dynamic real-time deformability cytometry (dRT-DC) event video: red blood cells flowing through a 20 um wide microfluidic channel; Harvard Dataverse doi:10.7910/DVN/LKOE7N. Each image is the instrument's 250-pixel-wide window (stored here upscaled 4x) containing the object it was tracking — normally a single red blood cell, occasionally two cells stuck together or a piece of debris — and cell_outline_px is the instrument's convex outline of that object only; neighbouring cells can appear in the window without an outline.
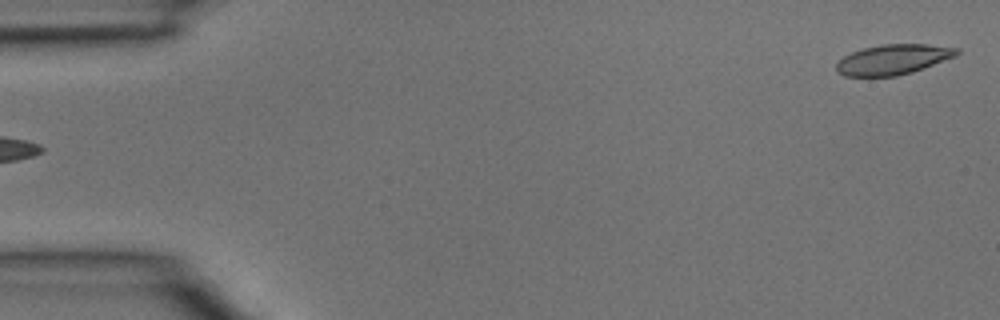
{"species": "common noctule bat (a hibernating species)", "species_latin": "Nyctalus noctula", "temperature_condition": "room temperature", "stored_images_in_passage": 4, "camera_frame_rate_fps": 3000, "um_per_image_px": 0.085, "animal": {"sex": "male", "body_mass_g": 15.6}, "frame": {"image": 1, "passage_image": 4, "time_ms": 1.0, "image_size_px": [1000, 320], "cell_outline_px": [[960, 52], [956, 56], [912, 72], [896, 76], [844, 76], [836, 68], [836, 64], [844, 56], [852, 52], [864, 48], [880, 44], [928, 44], [960, 48]], "centroid_in_image_um": [75.94, 5.04], "position_along_channel_um": 9.1, "area_um2": 21.04}}